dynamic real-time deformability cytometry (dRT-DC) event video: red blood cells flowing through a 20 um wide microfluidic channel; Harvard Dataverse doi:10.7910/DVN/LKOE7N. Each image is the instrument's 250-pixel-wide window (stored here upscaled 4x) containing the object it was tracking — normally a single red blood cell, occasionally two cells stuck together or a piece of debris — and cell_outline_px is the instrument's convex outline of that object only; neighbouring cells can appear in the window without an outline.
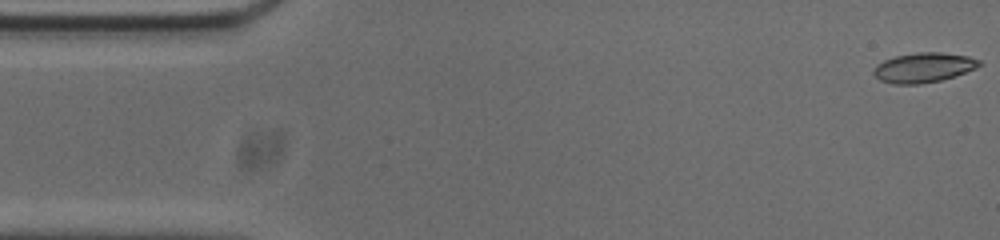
{"species": "common noctule bat (a hibernating species)", "species_latin": "Nyctalus noctula", "temperature_condition": "cold", "stored_images_in_passage": 48, "camera_frame_rate_fps": 3000, "um_per_image_px": 0.085, "animal": {"sex": "male", "body_mass_g": 20.0, "forearm_length_mm": 53.3}, "frame": {"image": 1, "passage_image": 1, "time_ms": 0.0, "image_size_px": [1000, 240], "cell_outline_px": [[980, 64], [976, 68], [940, 80], [916, 84], [892, 84], [880, 80], [872, 72], [876, 64], [884, 60], [896, 56], [916, 52], [940, 52], [968, 56], [980, 60]], "centroid_in_image_um": [78.46, 5.73], "position_along_channel_um": 6.5, "area_um2": 18.09}}
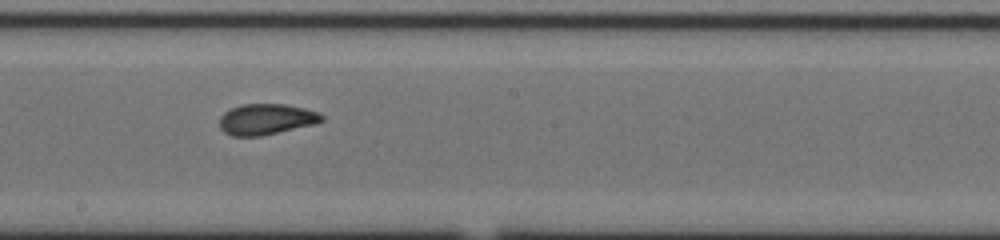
{"frame": {"image": 2, "passage_image": 28, "time_ms": 9.0, "image_size_px": [1000, 240], "cell_outline_px": [[324, 120], [316, 124], [260, 136], [232, 136], [224, 132], [220, 128], [220, 116], [224, 112], [232, 108], [244, 104], [284, 104], [304, 108], [320, 112], [324, 116]], "centroid_in_image_um": [22.66, 10.14], "position_along_channel_um": 225.5, "area_um2": 18.44}}
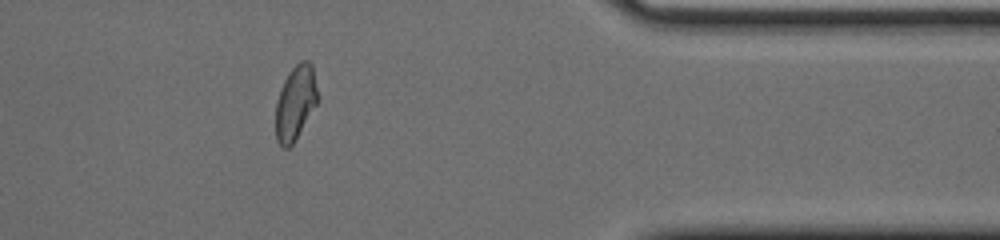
{"frame": {"image": 3, "passage_image": 43, "time_ms": 14.0, "image_size_px": [1000, 240], "cell_outline_px": [[316, 104], [292, 144], [288, 148], [284, 148], [276, 140], [276, 100], [280, 88], [288, 72], [300, 60], [308, 60], [312, 64], [316, 88]], "centroid_in_image_um": [25.07, 8.7], "position_along_channel_um": 386.3, "area_um2": 17.8}, "authors_computed_cell_mechanics": {"area_um2": 18.2937, "velocity_mm_per_s": 3.7537, "shape_relaxation_time_tau1_ms": 4.6539, "shape_relaxation_time_tau2_ms": 1.3885, "deformation_change_tau1": 0.1165, "deformation_change_tau2": 0.0599}}